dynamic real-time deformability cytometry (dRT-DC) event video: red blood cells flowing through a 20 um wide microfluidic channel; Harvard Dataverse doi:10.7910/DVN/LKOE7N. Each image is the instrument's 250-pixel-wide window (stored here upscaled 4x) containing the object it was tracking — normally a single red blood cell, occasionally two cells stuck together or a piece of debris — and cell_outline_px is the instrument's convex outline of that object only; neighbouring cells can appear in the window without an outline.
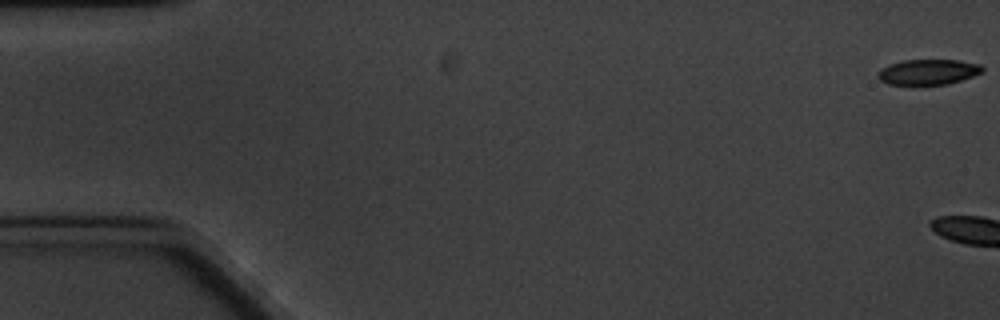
{"species": "common noctule bat (a hibernating species)", "species_latin": "Nyctalus noctula", "temperature_condition": "cold", "stored_images_in_passage": 8, "camera_frame_rate_fps": 3000, "um_per_image_px": 0.085, "animal": {"sex": "male", "body_mass_g": 20.1, "forearm_length_mm": 53.5}, "frame": {"image": 1, "passage_image": 1, "time_ms": 0.0, "image_size_px": [1000, 320], "cell_outline_px": [[984, 68], [980, 72], [972, 76], [948, 84], [888, 84], [880, 80], [876, 76], [876, 72], [880, 68], [888, 64], [904, 60], [956, 60], [980, 64]], "centroid_in_image_um": [78.82, 6.11], "position_along_channel_um": 6.2, "area_um2": 15.37}}
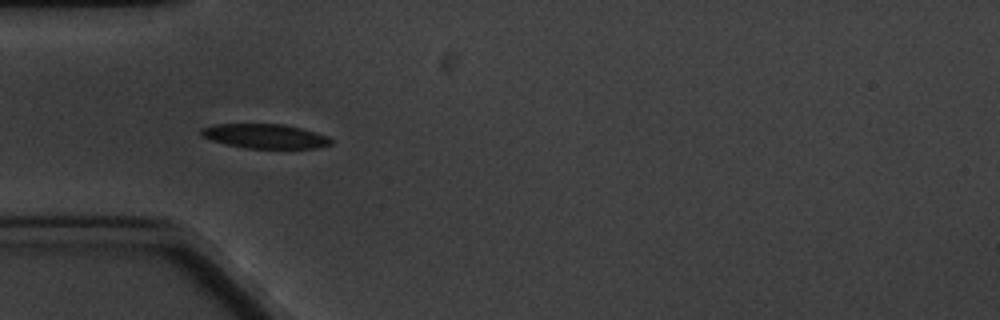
{"frame": {"image": 2, "passage_image": 7, "time_ms": 7.0, "image_size_px": [1000, 320], "cell_outline_px": [[332, 144], [316, 148], [244, 148], [212, 140], [200, 136], [200, 128], [216, 124], [280, 124], [300, 128], [328, 136], [332, 140]], "centroid_in_image_um": [22.5, 11.57], "position_along_channel_um": 62.5, "area_um2": 18.32}}